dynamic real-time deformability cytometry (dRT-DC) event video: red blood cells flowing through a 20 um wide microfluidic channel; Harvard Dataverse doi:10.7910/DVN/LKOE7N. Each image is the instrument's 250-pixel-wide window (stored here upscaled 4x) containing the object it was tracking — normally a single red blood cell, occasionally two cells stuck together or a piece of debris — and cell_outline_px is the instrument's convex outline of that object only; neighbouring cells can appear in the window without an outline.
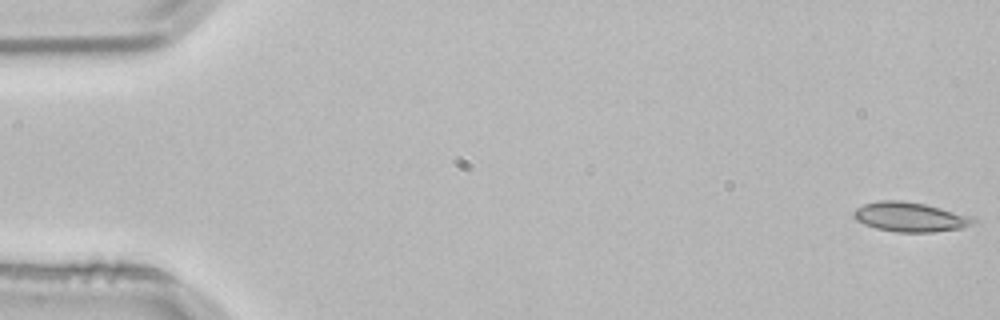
{"species": "common noctule bat (a hibernating species)", "species_latin": "Nyctalus noctula", "temperature_condition": "room temperature", "stored_images_in_passage": 4, "camera_frame_rate_fps": 3000, "um_per_image_px": 0.085, "animal": {"sex": "male", "body_mass_g": 21.5, "forearm_length_mm": 52.0}, "frame": {"image": 1, "passage_image": 1, "time_ms": 0.0, "image_size_px": [1000, 320], "cell_outline_px": [[976, 220], [972, 224], [960, 228], [932, 232], [896, 232], [876, 228], [864, 224], [856, 220], [852, 216], [852, 212], [856, 208], [864, 204], [880, 200], [900, 200], [924, 204], [972, 216]], "centroid_in_image_um": [77.31, 18.44], "position_along_channel_um": 7.7, "area_um2": 20.46}}
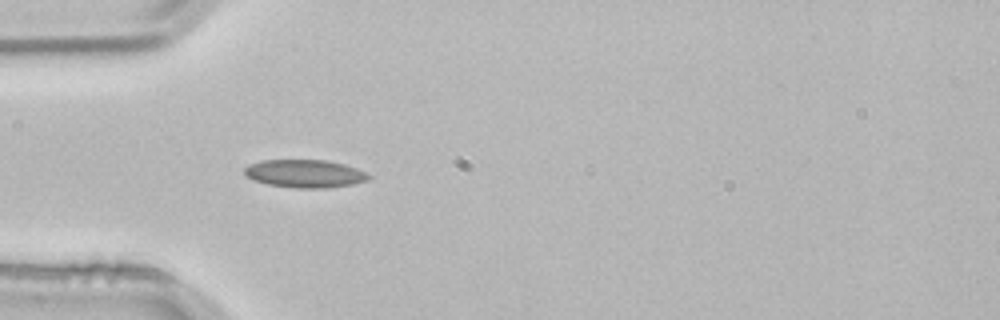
{"frame": {"image": 2, "passage_image": 4, "time_ms": 1.0, "image_size_px": [1000, 320], "cell_outline_px": [[372, 176], [368, 180], [352, 184], [328, 188], [292, 188], [268, 184], [252, 180], [244, 172], [244, 168], [248, 164], [260, 160], [328, 160], [344, 164], [356, 168]], "centroid_in_image_um": [25.9, 14.75], "position_along_channel_um": 59.1, "area_um2": 20.35}}